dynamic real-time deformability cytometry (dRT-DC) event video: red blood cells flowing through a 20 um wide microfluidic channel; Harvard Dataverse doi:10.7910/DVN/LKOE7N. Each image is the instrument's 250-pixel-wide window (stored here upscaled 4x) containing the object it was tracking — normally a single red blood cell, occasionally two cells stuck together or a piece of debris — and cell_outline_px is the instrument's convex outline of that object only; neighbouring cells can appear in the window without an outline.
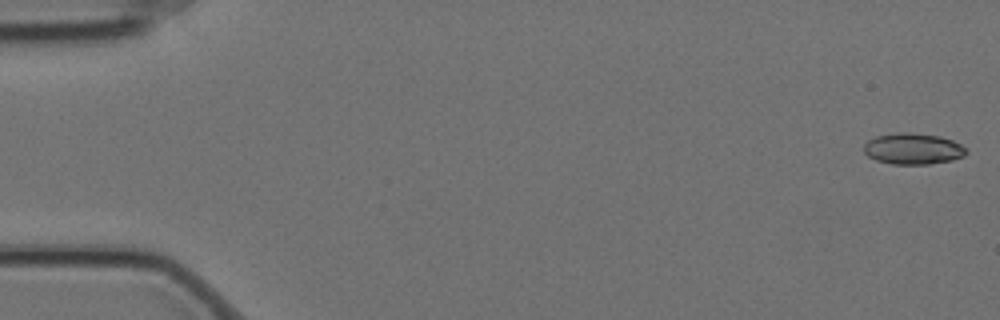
{"species": "Egyptian fruit bat (a non-hibernating species)", "species_latin": "Rousettus aegyptiacus", "temperature_condition": "cold", "stored_images_in_passage": 6, "camera_frame_rate_fps": 3000, "um_per_image_px": 0.085, "animal": {"sex": "female"}, "frame": {"image": 1, "passage_image": 1, "time_ms": 0.0, "image_size_px": [1000, 320], "cell_outline_px": [[968, 152], [964, 156], [952, 160], [928, 164], [892, 164], [876, 160], [868, 156], [864, 152], [864, 144], [868, 140], [876, 136], [896, 132], [904, 132], [940, 136], [952, 140], [968, 148]], "centroid_in_image_um": [77.62, 12.64], "position_along_channel_um": 7.4, "area_um2": 18.67}}
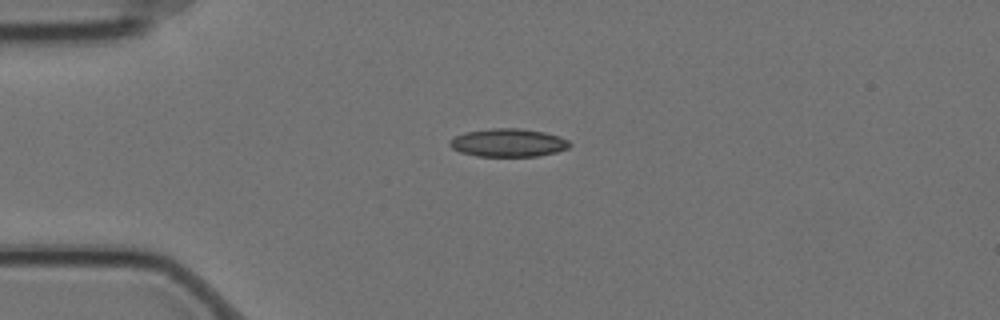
{"frame": {"image": 2, "passage_image": 4, "time_ms": 1.0, "image_size_px": [1000, 320], "cell_outline_px": [[572, 144], [568, 148], [556, 152], [536, 156], [476, 156], [460, 152], [452, 148], [448, 144], [456, 136], [464, 132], [492, 128], [520, 128], [544, 132], [560, 136], [568, 140]], "centroid_in_image_um": [43.22, 12.13], "position_along_channel_um": 41.8, "area_um2": 19.65}}
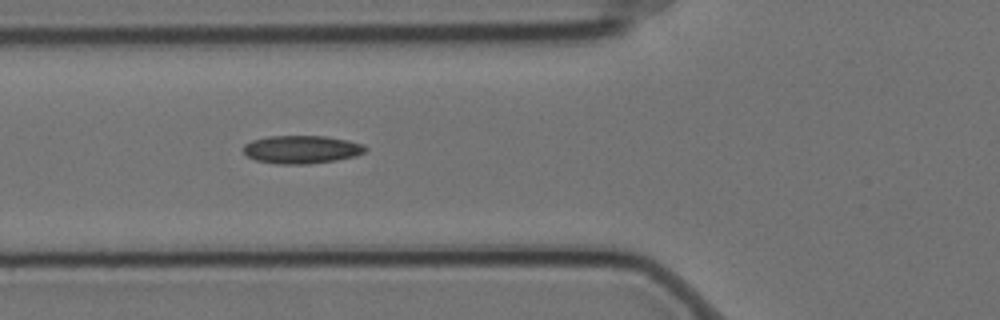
{"frame": {"image": 3, "passage_image": 6, "time_ms": 1.667, "image_size_px": [1000, 320], "cell_outline_px": [[368, 148], [364, 152], [356, 156], [336, 160], [308, 164], [280, 164], [256, 160], [248, 156], [244, 152], [244, 144], [252, 140], [268, 136], [328, 136], [348, 140], [364, 144]], "centroid_in_image_um": [25.67, 12.7], "position_along_channel_um": 100.1, "area_um2": 20.0}}